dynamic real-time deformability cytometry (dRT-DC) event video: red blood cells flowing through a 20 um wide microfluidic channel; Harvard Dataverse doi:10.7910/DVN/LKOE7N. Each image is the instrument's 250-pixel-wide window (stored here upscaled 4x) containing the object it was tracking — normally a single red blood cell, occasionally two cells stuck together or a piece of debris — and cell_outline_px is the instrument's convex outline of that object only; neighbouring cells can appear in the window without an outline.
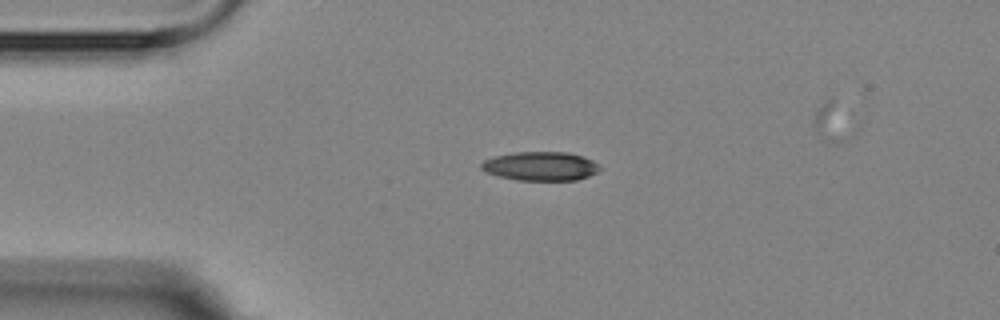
{"species": "Egyptian fruit bat (a non-hibernating species)", "species_latin": "Rousettus aegyptiacus", "temperature_condition": "room temperature", "stored_images_in_passage": 6, "camera_frame_rate_fps": 3000, "um_per_image_px": 0.085, "animal": {"sex": "female"}, "frame": {"image": 1, "passage_image": 6, "time_ms": 6.0, "image_size_px": [1000, 320], "cell_outline_px": [[604, 168], [588, 176], [576, 180], [520, 180], [496, 176], [480, 168], [480, 164], [484, 160], [496, 156], [512, 152], [568, 152], [592, 160]], "centroid_in_image_um": [45.95, 14.12], "position_along_channel_um": 39.0, "area_um2": 19.94}}